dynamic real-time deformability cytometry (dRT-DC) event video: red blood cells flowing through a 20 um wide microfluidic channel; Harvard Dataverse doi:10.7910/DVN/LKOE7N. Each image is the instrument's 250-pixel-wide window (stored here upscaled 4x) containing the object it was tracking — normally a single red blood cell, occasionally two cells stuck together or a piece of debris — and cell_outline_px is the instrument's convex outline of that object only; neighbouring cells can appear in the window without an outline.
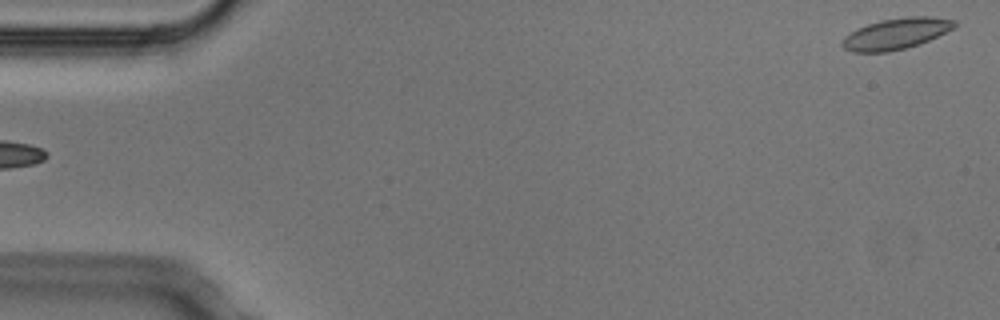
{"species": "Egyptian fruit bat (a non-hibernating species)", "species_latin": "Rousettus aegyptiacus", "temperature_condition": "cold", "stored_images_in_passage": 4, "segment_of_instrument_passage": [2, 2], "camera_frame_rate_fps": 3000, "um_per_image_px": 0.085, "animal": {"sex": "male"}, "frame": {"image": 1, "passage_image": 4, "time_ms": 1.0, "image_size_px": [1000, 320], "cell_outline_px": [[956, 24], [952, 28], [928, 40], [904, 48], [888, 52], [852, 52], [844, 48], [840, 44], [840, 40], [844, 36], [856, 28], [880, 20], [908, 16], [932, 16], [956, 20]], "centroid_in_image_um": [76.09, 2.85], "position_along_channel_um": 8.9, "area_um2": 20.23}}